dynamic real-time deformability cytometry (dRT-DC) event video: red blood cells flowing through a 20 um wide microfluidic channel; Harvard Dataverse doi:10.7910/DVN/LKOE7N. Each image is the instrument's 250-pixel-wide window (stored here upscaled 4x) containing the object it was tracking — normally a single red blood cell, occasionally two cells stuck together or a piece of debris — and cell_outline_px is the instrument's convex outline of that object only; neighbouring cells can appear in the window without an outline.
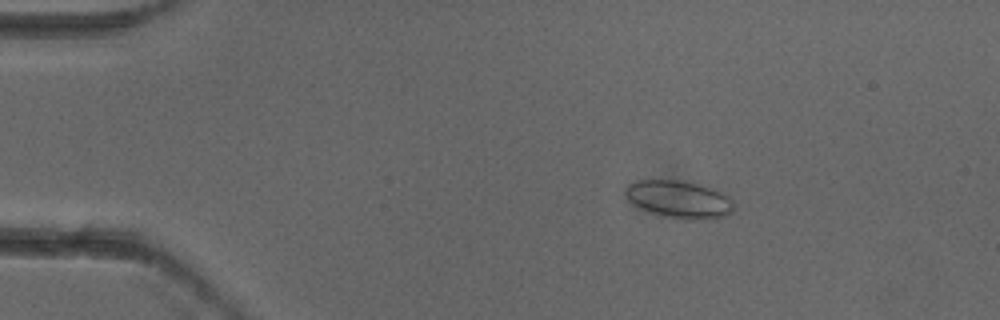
{"species": "common noctule bat (a hibernating species)", "species_latin": "Nyctalus noctula", "temperature_condition": "cold", "stored_images_in_passage": 6, "camera_frame_rate_fps": 3000, "um_per_image_px": 0.085, "animal": {"sex": "female"}, "frame": {"image": 1, "passage_image": 3, "time_ms": 0.667, "image_size_px": [1000, 320], "cell_outline_px": [[736, 208], [728, 216], [708, 220], [684, 220], [652, 212], [628, 200], [624, 192], [624, 188], [628, 184], [636, 180], [676, 180], [696, 184], [712, 188], [728, 196], [736, 204]], "centroid_in_image_um": [57.79, 16.96], "position_along_channel_um": 27.2, "area_um2": 23.76}}
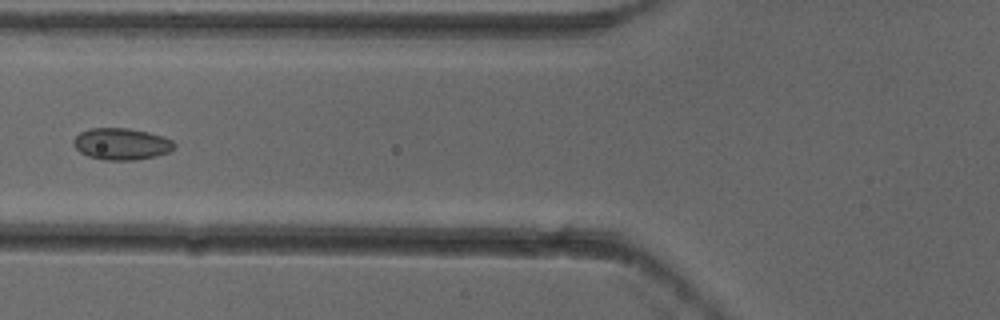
{"frame": {"image": 2, "passage_image": 6, "time_ms": 1.667, "image_size_px": [1000, 320], "cell_outline_px": [[176, 144], [168, 152], [156, 156], [132, 160], [104, 160], [88, 156], [80, 152], [72, 144], [72, 140], [80, 132], [88, 128], [128, 128], [148, 132], [164, 136], [172, 140]], "centroid_in_image_um": [10.3, 12.23], "position_along_channel_um": 115.5, "area_um2": 18.67}}